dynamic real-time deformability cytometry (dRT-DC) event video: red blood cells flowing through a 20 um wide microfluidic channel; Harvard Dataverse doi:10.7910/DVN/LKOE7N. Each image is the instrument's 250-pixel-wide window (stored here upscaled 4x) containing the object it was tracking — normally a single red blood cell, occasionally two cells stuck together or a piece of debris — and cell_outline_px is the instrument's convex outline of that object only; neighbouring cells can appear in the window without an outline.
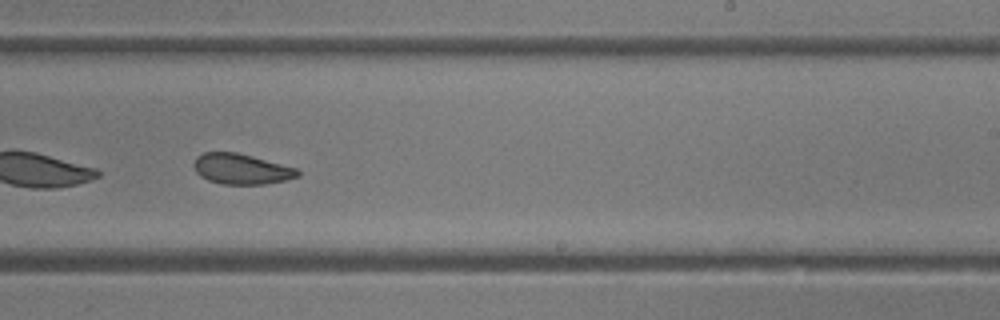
{"species": "common noctule bat (a hibernating species)", "species_latin": "Nyctalus noctula", "temperature_condition": "room temperature", "stored_images_in_passage": 35, "camera_frame_rate_fps": 3000, "um_per_image_px": 0.085, "animal": {"sex": "female"}, "frame": {"image": 1, "passage_image": 16, "time_ms": 5.0, "image_size_px": [1000, 320], "cell_outline_px": [[300, 176], [284, 180], [264, 184], [220, 184], [208, 180], [200, 176], [196, 172], [192, 164], [196, 156], [204, 152], [236, 152], [252, 156], [296, 168], [300, 172]], "centroid_in_image_um": [20.47, 14.36], "position_along_channel_um": 268.5, "area_um2": 18.44}, "authors_computed_cell_mechanics": {"area_um2": 19.3052, "velocity_mm_per_s": 4.142, "shape_relaxation_time_tau1_ms": null, "shape_relaxation_time_tau2_ms": 3.0257, "deformation_change_tau1": null, "deformation_change_tau2": 0.0871}}